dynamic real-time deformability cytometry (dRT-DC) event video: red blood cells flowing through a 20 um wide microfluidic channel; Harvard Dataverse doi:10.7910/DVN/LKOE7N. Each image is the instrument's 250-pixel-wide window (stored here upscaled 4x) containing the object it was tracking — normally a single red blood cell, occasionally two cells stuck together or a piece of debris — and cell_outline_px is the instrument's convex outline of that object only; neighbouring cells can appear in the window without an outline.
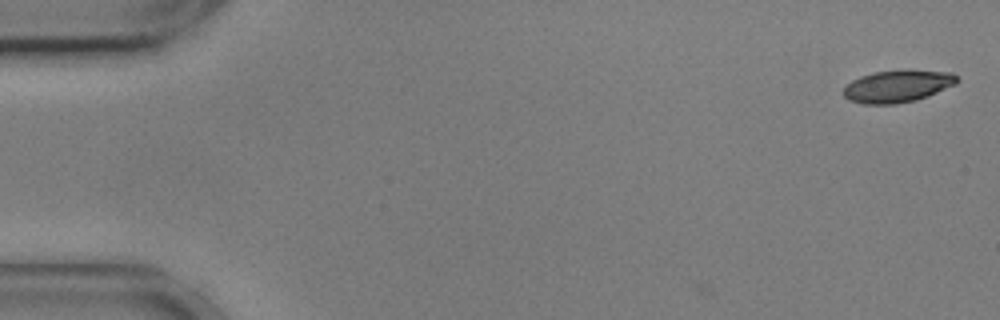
{"species": "common noctule bat (a hibernating species)", "species_latin": "Nyctalus noctula", "temperature_condition": "cold", "stored_images_in_passage": 3, "camera_frame_rate_fps": 3000, "um_per_image_px": 0.085, "animal": {"sex": "male", "body_mass_g": 17.9, "forearm_length_mm": 54.2}, "frame": {"image": 1, "passage_image": 3, "time_ms": 0.667, "image_size_px": [1000, 320], "cell_outline_px": [[960, 80], [956, 84], [928, 96], [916, 100], [896, 104], [864, 104], [848, 100], [844, 96], [844, 88], [852, 80], [860, 76], [872, 72], [908, 68], [952, 72]], "centroid_in_image_um": [76.32, 7.3], "position_along_channel_um": 8.7, "area_um2": 21.85}}